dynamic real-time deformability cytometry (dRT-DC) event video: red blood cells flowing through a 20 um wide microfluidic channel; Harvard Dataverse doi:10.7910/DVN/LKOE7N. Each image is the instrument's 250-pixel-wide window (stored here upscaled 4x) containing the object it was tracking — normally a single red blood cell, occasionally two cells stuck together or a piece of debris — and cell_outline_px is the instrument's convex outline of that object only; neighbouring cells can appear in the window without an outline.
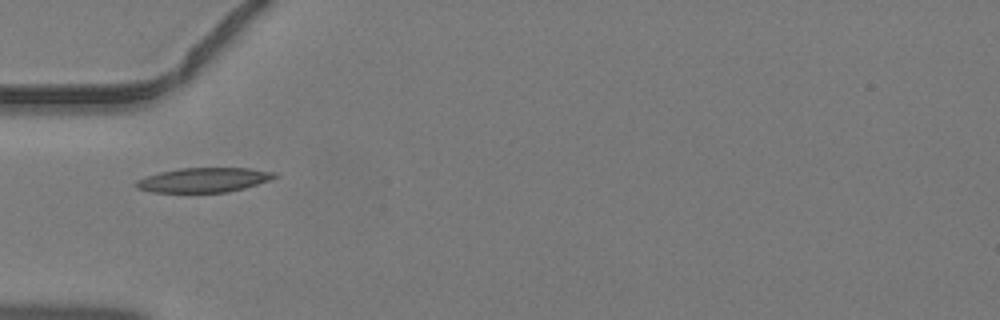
{"species": "common noctule bat (a hibernating species)", "species_latin": "Nyctalus noctula", "temperature_condition": "warm", "stored_images_in_passage": 32, "camera_frame_rate_fps": 3000, "um_per_image_px": 0.085, "animal": {"sex": "male", "body_mass_g": 19.2, "forearm_length_mm": 51.8}, "frame": {"image": 1, "passage_image": 1, "time_ms": 0.0, "image_size_px": [1000, 320], "cell_outline_px": [[280, 176], [272, 180], [244, 188], [228, 192], [152, 192], [136, 188], [132, 184], [136, 180], [144, 176], [160, 172], [180, 168], [248, 168], [276, 172]], "centroid_in_image_um": [17.32, 15.29], "position_along_channel_um": 67.7, "area_um2": 20.06}}
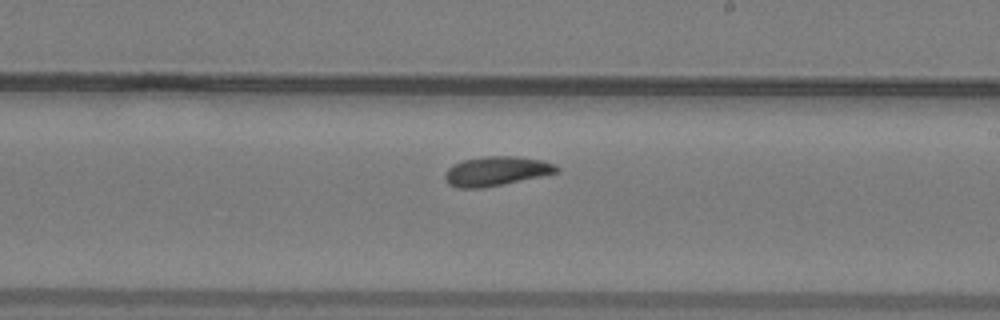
{"frame": {"image": 2, "passage_image": 13, "time_ms": 4.0, "image_size_px": [1000, 320], "cell_outline_px": [[560, 172], [484, 188], [456, 188], [448, 184], [444, 180], [444, 172], [452, 164], [464, 160], [484, 156], [516, 156], [540, 160], [556, 164], [560, 168]], "centroid_in_image_um": [42.16, 14.55], "position_along_channel_um": 246.8, "area_um2": 19.31}}
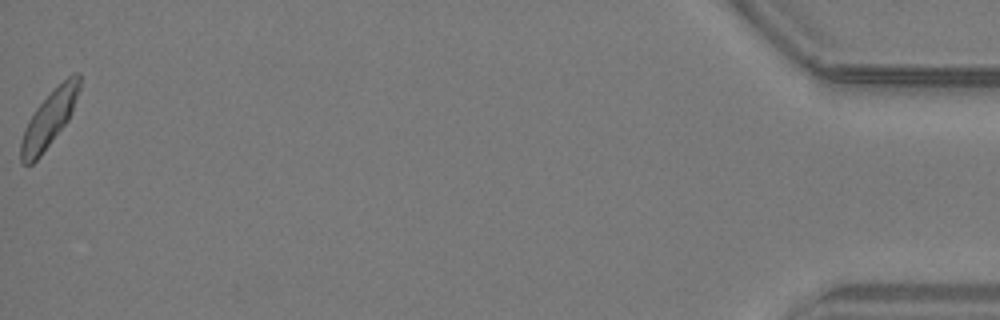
{"frame": {"image": 3, "passage_image": 32, "time_ms": 10.333, "image_size_px": [1000, 320], "cell_outline_px": [[80, 88], [72, 112], [68, 120], [40, 156], [32, 164], [24, 164], [20, 160], [20, 144], [24, 128], [28, 120], [36, 108], [72, 72], [80, 72]], "centroid_in_image_um": [4.17, 10.12], "position_along_channel_um": 431.0, "area_um2": 18.79}}